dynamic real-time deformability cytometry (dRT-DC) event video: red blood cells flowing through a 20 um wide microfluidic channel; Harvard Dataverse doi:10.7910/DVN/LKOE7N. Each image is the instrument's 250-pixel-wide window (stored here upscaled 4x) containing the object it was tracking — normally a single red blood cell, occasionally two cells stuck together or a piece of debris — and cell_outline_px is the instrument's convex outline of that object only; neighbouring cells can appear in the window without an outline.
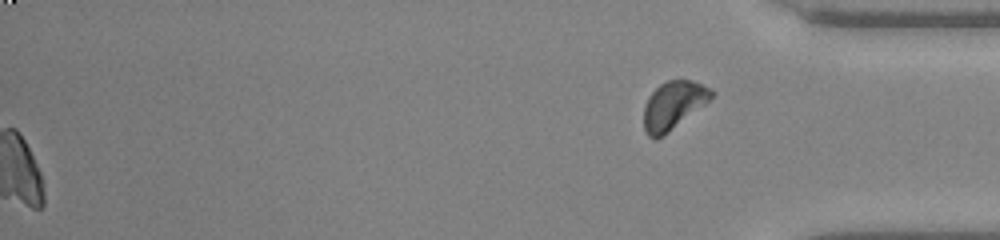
{"species": "common noctule bat (a hibernating species)", "species_latin": "Nyctalus noctula", "temperature_condition": "warm", "stored_images_in_passage": 44, "segment_of_instrument_passage": [2, 2], "camera_frame_rate_fps": 3000, "um_per_image_px": 0.085, "animal": {"sex": "male", "body_mass_g": 20.0, "forearm_length_mm": 53.3}, "frame": {"image": 1, "passage_image": 44, "time_ms": 14.333, "image_size_px": [1000, 240], "cell_outline_px": [[716, 92], [704, 104], [668, 132], [656, 140], [648, 136], [644, 128], [644, 104], [648, 96], [660, 84], [668, 80], [692, 80], [712, 88]], "centroid_in_image_um": [57.22, 8.93], "position_along_channel_um": 378.0, "area_um2": 18.73}}